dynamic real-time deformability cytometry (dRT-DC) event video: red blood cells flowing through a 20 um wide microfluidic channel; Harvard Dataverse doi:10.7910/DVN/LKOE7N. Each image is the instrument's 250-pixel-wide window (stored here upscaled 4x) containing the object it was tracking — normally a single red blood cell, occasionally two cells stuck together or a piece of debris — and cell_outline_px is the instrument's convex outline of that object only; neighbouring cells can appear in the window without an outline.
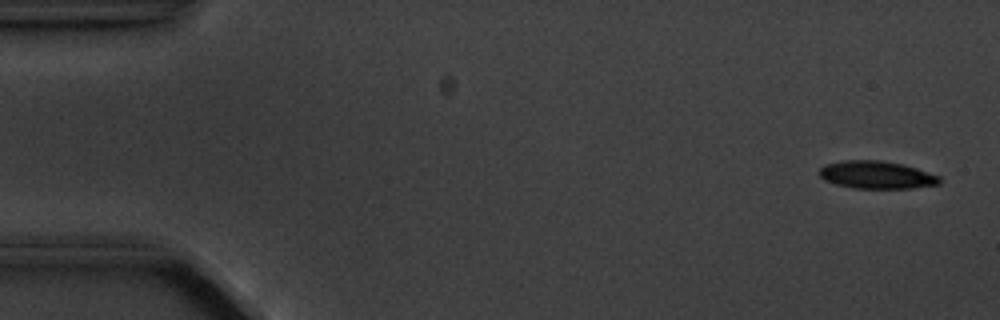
{"species": "common noctule bat (a hibernating species)", "species_latin": "Nyctalus noctula", "temperature_condition": "cold", "stored_images_in_passage": 5, "camera_frame_rate_fps": 3000, "um_per_image_px": 0.085, "animal": {"sex": "male", "body_mass_g": 20.1, "forearm_length_mm": 53.5}, "frame": {"image": 1, "passage_image": 1, "time_ms": 0.0, "image_size_px": [1000, 320], "cell_outline_px": [[940, 184], [912, 188], [852, 188], [836, 184], [824, 180], [820, 176], [820, 168], [824, 164], [844, 160], [880, 160], [900, 164], [916, 168], [940, 176]], "centroid_in_image_um": [74.49, 14.86], "position_along_channel_um": 10.5, "area_um2": 19.31}}
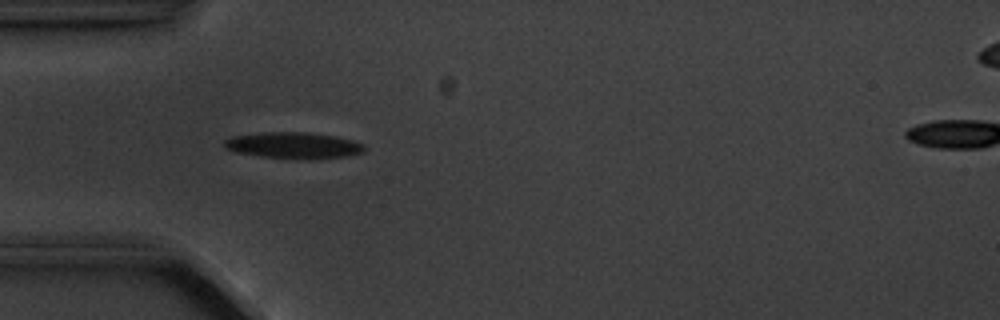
{"frame": {"image": 2, "passage_image": 4, "time_ms": 4.667, "image_size_px": [1000, 320], "cell_outline_px": [[364, 152], [348, 156], [312, 160], [308, 160], [260, 156], [236, 152], [224, 148], [224, 140], [232, 136], [264, 132], [308, 132], [336, 136], [352, 140], [364, 144]], "centroid_in_image_um": [24.97, 12.36], "position_along_channel_um": 60.0, "area_um2": 21.73}}